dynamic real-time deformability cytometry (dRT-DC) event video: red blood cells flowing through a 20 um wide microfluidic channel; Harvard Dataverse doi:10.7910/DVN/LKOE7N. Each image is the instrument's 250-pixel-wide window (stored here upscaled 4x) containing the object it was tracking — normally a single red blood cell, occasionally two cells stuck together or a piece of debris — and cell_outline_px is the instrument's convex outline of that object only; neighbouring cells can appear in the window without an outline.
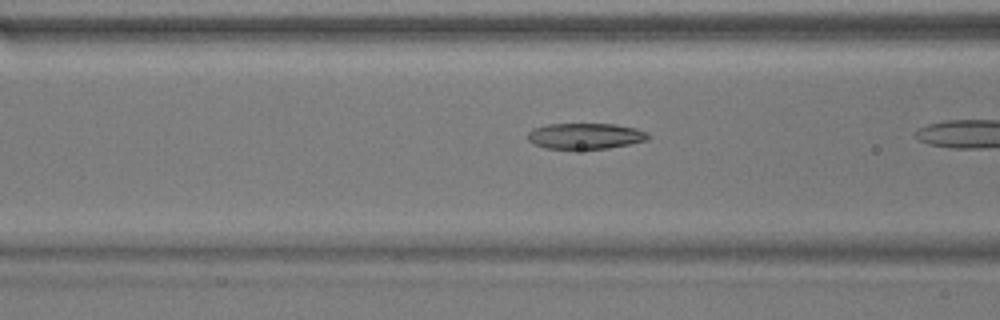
{"species": "common noctule bat (a hibernating species)", "species_latin": "Nyctalus noctula", "temperature_condition": "warm", "stored_images_in_passage": 23, "camera_frame_rate_fps": 3000, "um_per_image_px": 0.085, "animal": {"sex": "male", "body_mass_g": 17.9}, "frame": {"image": 1, "passage_image": 17, "time_ms": 5.333, "image_size_px": [1000, 320], "cell_outline_px": [[652, 136], [648, 140], [608, 148], [544, 148], [532, 144], [528, 140], [528, 132], [532, 128], [548, 124], [616, 124], [636, 128], [648, 132]], "centroid_in_image_um": [49.76, 11.55], "position_along_channel_um": 116.8, "area_um2": 18.21}}